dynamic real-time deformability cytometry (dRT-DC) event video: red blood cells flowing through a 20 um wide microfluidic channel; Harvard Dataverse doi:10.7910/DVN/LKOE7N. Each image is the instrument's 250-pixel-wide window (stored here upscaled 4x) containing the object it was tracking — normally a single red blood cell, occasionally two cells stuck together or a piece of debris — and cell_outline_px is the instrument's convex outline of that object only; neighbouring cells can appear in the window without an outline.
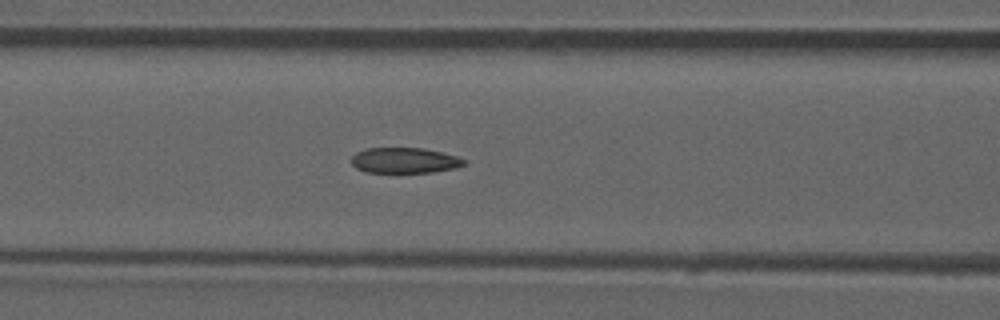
{"species": "common noctule bat (a hibernating species)", "species_latin": "Nyctalus noctula", "temperature_condition": "room temperature", "stored_images_in_passage": 45, "camera_frame_rate_fps": 3000, "um_per_image_px": 0.085, "animal": {"sex": "male", "forearm_length_mm": 52.5}, "frame": {"image": 1, "passage_image": 14, "time_ms": 4.333, "image_size_px": [1000, 320], "cell_outline_px": [[468, 160], [464, 164], [456, 168], [432, 172], [368, 172], [356, 168], [352, 164], [352, 156], [356, 152], [364, 148], [424, 148], [444, 152]], "centroid_in_image_um": [34.41, 13.62], "position_along_channel_um": 132.2, "area_um2": 16.82}, "authors_computed_cell_mechanics": {"area_um2": 17.6868, "velocity_mm_per_s": 3.871, "shape_relaxation_time_tau1_ms": null, "shape_relaxation_time_tau2_ms": 1.8883, "deformation_change_tau1": null, "deformation_change_tau2": 0.0687}}